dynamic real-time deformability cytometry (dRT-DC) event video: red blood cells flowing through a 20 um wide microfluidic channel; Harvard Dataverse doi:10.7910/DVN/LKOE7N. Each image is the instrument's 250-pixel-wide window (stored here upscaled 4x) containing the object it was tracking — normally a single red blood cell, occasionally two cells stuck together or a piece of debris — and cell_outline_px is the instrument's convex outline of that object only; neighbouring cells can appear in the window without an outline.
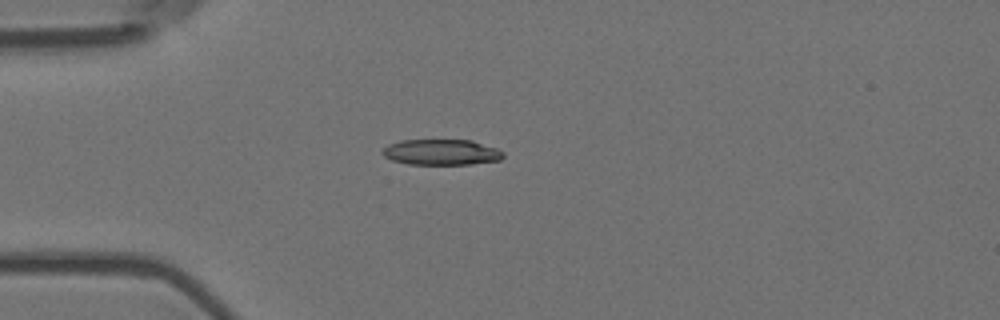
{"species": "Egyptian fruit bat (a non-hibernating species)", "species_latin": "Rousettus aegyptiacus", "temperature_condition": "room temperature", "stored_images_in_passage": 2, "camera_frame_rate_fps": 3000, "um_per_image_px": 0.085, "animal": {"sex": "female"}, "frame": {"image": 1, "passage_image": 2, "time_ms": 0.333, "image_size_px": [1000, 320], "cell_outline_px": [[504, 156], [500, 160], [472, 164], [408, 164], [392, 160], [384, 156], [380, 152], [388, 144], [400, 140], [472, 140], [496, 148], [504, 152]], "centroid_in_image_um": [37.51, 12.93], "position_along_channel_um": 47.5, "area_um2": 18.15}}